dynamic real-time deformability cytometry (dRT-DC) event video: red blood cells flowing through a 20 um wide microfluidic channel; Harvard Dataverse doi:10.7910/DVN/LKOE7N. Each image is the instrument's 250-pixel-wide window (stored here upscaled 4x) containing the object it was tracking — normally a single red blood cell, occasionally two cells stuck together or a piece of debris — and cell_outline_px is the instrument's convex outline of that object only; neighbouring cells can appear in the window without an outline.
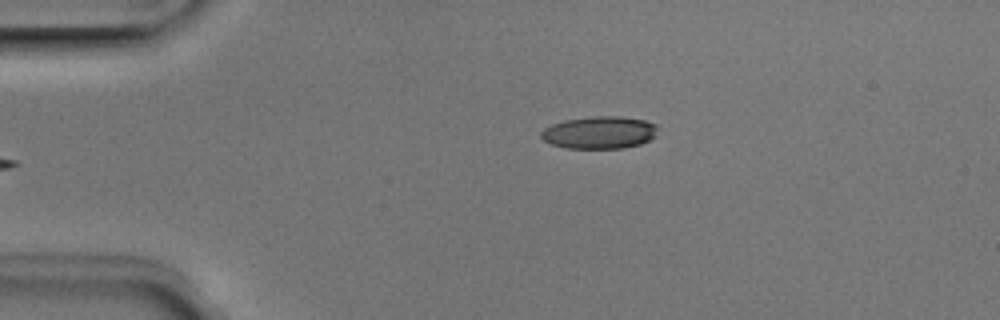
{"species": "Egyptian fruit bat (a non-hibernating species)", "species_latin": "Rousettus aegyptiacus", "temperature_condition": "room temperature", "stored_images_in_passage": 5, "camera_frame_rate_fps": 3000, "um_per_image_px": 0.085, "animal": {"sex": "male"}, "frame": {"image": 1, "passage_image": 5, "time_ms": 1.333, "image_size_px": [1000, 320], "cell_outline_px": [[656, 136], [640, 144], [624, 148], [568, 148], [552, 144], [544, 140], [540, 136], [540, 132], [544, 128], [552, 124], [564, 120], [596, 116], [620, 116], [644, 120], [656, 124]], "centroid_in_image_um": [50.95, 11.26], "position_along_channel_um": 34.1, "area_um2": 21.96}}